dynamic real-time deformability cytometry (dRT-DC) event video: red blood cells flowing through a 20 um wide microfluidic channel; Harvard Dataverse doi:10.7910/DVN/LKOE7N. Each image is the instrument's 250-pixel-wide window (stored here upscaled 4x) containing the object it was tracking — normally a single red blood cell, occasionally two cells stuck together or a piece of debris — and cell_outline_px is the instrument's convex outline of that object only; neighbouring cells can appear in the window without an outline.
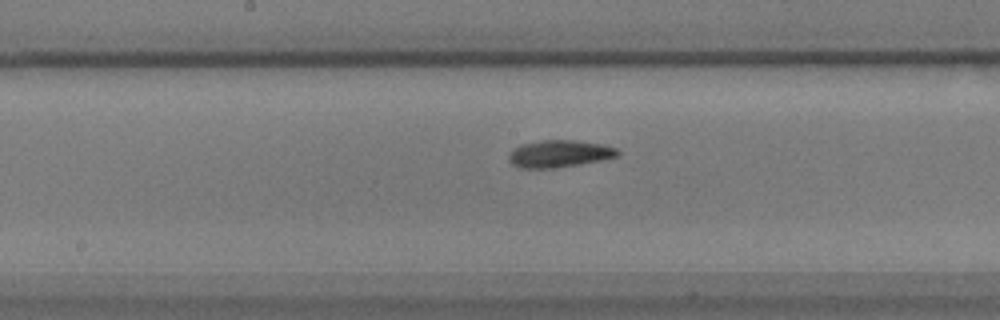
{"species": "common noctule bat (a hibernating species)", "species_latin": "Nyctalus noctula", "temperature_condition": "warm", "stored_images_in_passage": 36, "camera_frame_rate_fps": 3000, "um_per_image_px": 0.085, "animal": {"sex": "male", "body_mass_g": 17.9}, "frame": {"image": 1, "passage_image": 13, "time_ms": 4.0, "image_size_px": [1000, 320], "cell_outline_px": [[620, 152], [616, 156], [600, 160], [552, 168], [520, 168], [512, 164], [508, 160], [508, 156], [520, 144], [540, 140], [572, 140], [604, 144], [616, 148]], "centroid_in_image_um": [47.52, 13.05], "position_along_channel_um": 200.7, "area_um2": 16.99}}
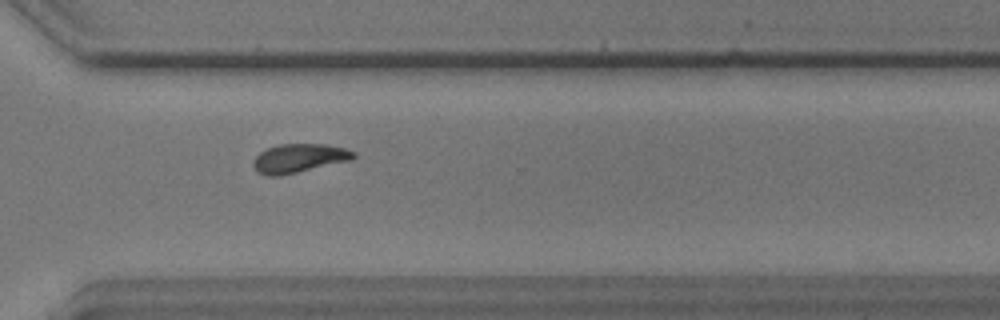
{"frame": {"image": 2, "passage_image": 25, "time_ms": 8.0, "image_size_px": [1000, 320], "cell_outline_px": [[356, 156], [352, 160], [280, 176], [268, 176], [256, 172], [252, 164], [252, 160], [260, 152], [268, 148], [280, 144], [324, 144], [344, 148], [356, 152]], "centroid_in_image_um": [25.4, 13.46], "position_along_channel_um": 345.2, "area_um2": 16.94}}
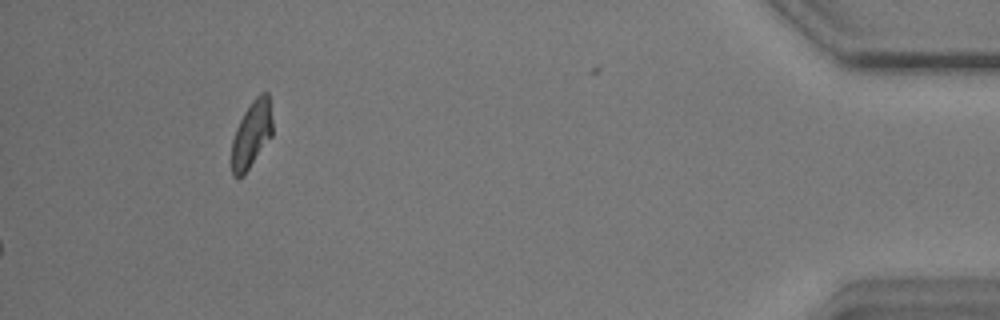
{"frame": {"image": 3, "passage_image": 36, "time_ms": 11.667, "image_size_px": [1000, 320], "cell_outline_px": [[272, 136], [244, 176], [232, 176], [232, 140], [236, 128], [244, 112], [252, 100], [260, 92], [268, 92], [272, 120]], "centroid_in_image_um": [21.39, 11.41], "position_along_channel_um": 413.8, "area_um2": 15.95}, "authors_computed_cell_mechanics": {"area_um2": 16.6753, "velocity_mm_per_s": 3.6175, "shape_relaxation_time_tau1_ms": 4.8053, "shape_relaxation_time_tau2_ms": 4.508, "deformation_change_tau1": 0.127, "deformation_change_tau2": 0.1048}}